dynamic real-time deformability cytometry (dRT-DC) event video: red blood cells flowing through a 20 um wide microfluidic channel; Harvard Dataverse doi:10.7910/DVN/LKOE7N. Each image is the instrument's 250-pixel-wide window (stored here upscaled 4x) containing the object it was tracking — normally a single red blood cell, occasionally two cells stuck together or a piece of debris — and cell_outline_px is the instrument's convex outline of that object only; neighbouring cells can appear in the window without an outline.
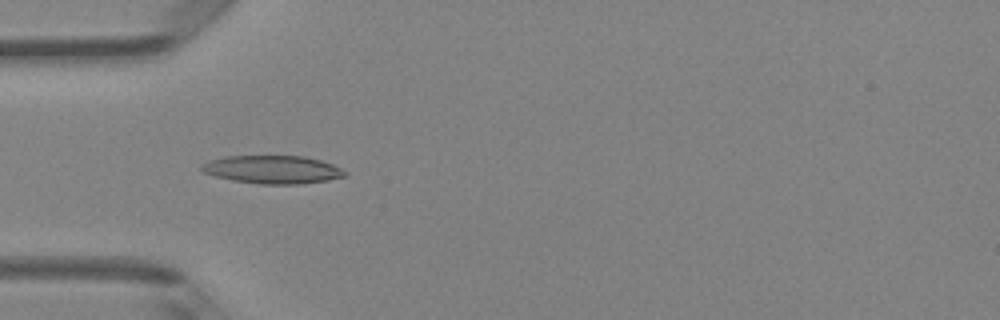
{"species": "Egyptian fruit bat (a non-hibernating species)", "species_latin": "Rousettus aegyptiacus", "temperature_condition": "room temperature", "stored_images_in_passage": 47, "camera_frame_rate_fps": 3000, "um_per_image_px": 0.085, "animal": {"sex": "female"}, "frame": {"image": 1, "passage_image": 14, "time_ms": 4.333, "image_size_px": [1000, 320], "cell_outline_px": [[348, 172], [344, 176], [328, 180], [300, 184], [260, 184], [232, 180], [216, 176], [204, 172], [200, 168], [200, 164], [208, 160], [224, 156], [304, 156], [320, 160], [332, 164]], "centroid_in_image_um": [23.14, 14.41], "position_along_channel_um": 61.9, "area_um2": 23.47}}
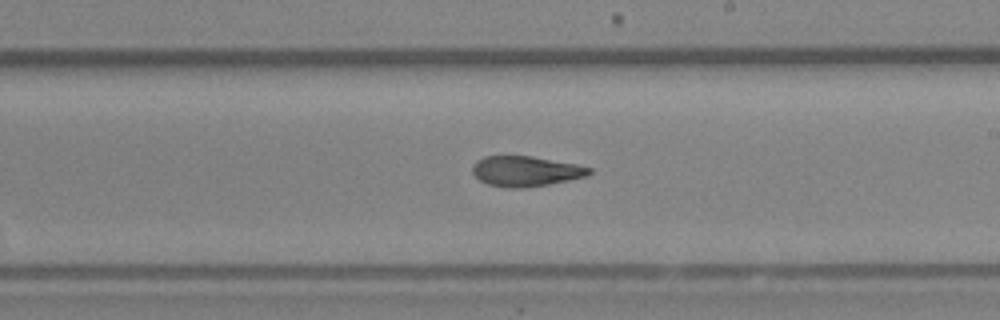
{"frame": {"image": 2, "passage_image": 27, "time_ms": 8.667, "image_size_px": [1000, 320], "cell_outline_px": [[592, 172], [588, 176], [548, 184], [524, 188], [504, 188], [488, 184], [480, 180], [472, 172], [472, 164], [476, 160], [484, 156], [532, 156], [576, 164], [592, 168]], "centroid_in_image_um": [44.67, 14.55], "position_along_channel_um": 244.3, "area_um2": 20.69}}
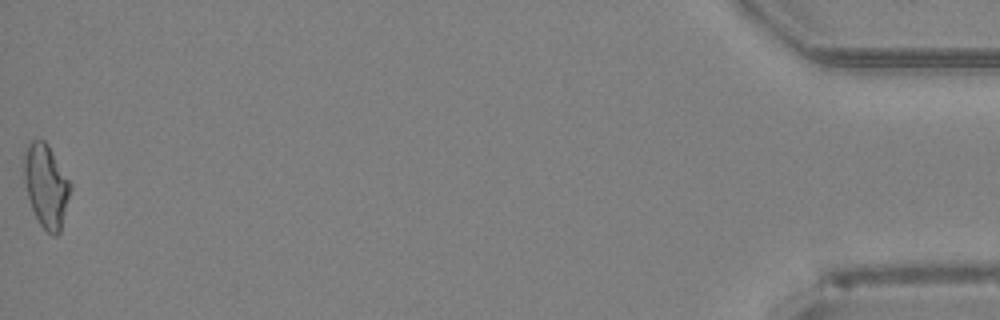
{"frame": {"image": 3, "passage_image": 47, "time_ms": 15.333, "image_size_px": [1000, 320], "cell_outline_px": [[72, 188], [60, 232], [56, 236], [52, 236], [40, 224], [32, 208], [28, 196], [24, 180], [24, 152], [28, 144], [32, 140], [44, 140], [48, 144], [72, 184]], "centroid_in_image_um": [3.94, 15.79], "position_along_channel_um": 431.3, "area_um2": 22.43}, "authors_computed_cell_mechanics": {"area_um2": 21.7906, "velocity_mm_per_s": 4.2644, "shape_relaxation_time_tau1_ms": null, "shape_relaxation_time_tau2_ms": 3.6718, "deformation_change_tau1": null, "deformation_change_tau2": 0.1314}}